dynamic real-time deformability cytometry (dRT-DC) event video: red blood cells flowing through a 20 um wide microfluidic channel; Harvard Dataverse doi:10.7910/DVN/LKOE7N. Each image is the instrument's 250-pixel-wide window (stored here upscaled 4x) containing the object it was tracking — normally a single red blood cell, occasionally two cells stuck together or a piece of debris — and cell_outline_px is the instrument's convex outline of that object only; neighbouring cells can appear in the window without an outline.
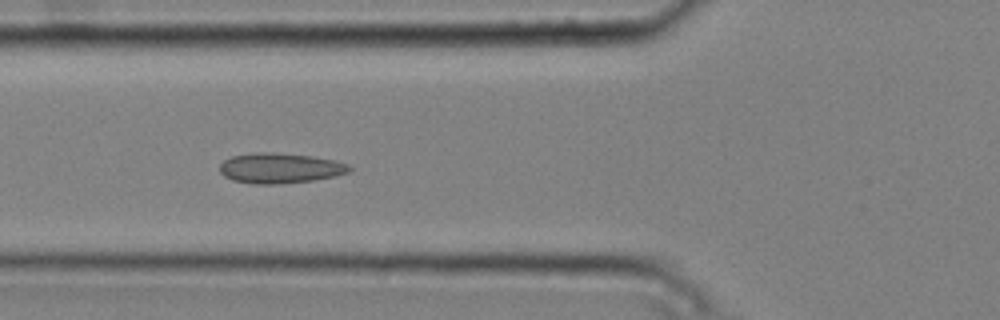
{"species": "common noctule bat (a hibernating species)", "species_latin": "Nyctalus noctula", "temperature_condition": "cold", "stored_images_in_passage": 8, "camera_frame_rate_fps": 3000, "um_per_image_px": 0.085, "animal": {"sex": "male", "body_mass_g": 20.4}, "frame": {"image": 1, "passage_image": 4, "time_ms": 1.0, "image_size_px": [1000, 320], "cell_outline_px": [[352, 168], [348, 172], [336, 176], [312, 180], [276, 184], [252, 184], [232, 180], [224, 176], [220, 172], [220, 164], [224, 160], [232, 156], [256, 152], [272, 152], [312, 156], [332, 160], [348, 164]], "centroid_in_image_um": [23.77, 14.29], "position_along_channel_um": 102.0, "area_um2": 22.77}}
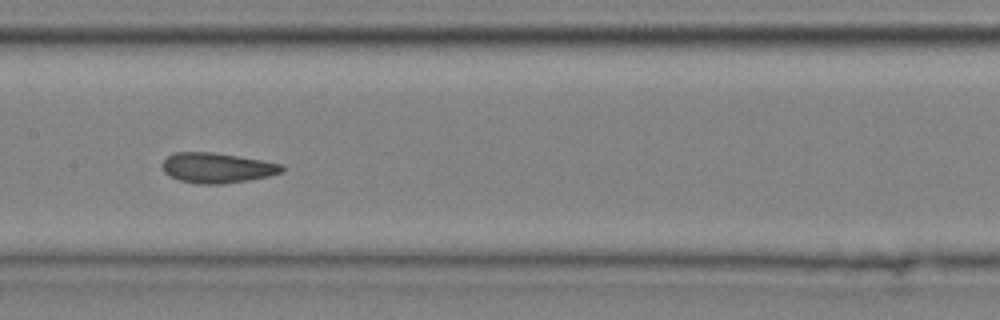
{"frame": {"image": 2, "passage_image": 6, "time_ms": 1.667, "image_size_px": [1000, 320], "cell_outline_px": [[284, 172], [268, 176], [248, 180], [220, 184], [200, 184], [180, 180], [164, 172], [160, 164], [172, 152], [212, 152], [284, 164]], "centroid_in_image_um": [18.44, 14.26], "position_along_channel_um": 189.0, "area_um2": 20.92}}
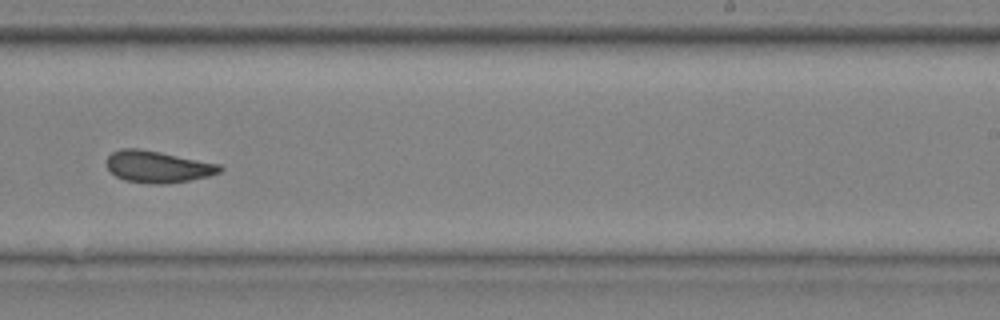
{"frame": {"image": 3, "passage_image": 8, "time_ms": 2.333, "image_size_px": [1000, 320], "cell_outline_px": [[224, 168], [220, 172], [208, 176], [188, 180], [164, 184], [148, 184], [124, 180], [116, 176], [108, 168], [108, 156], [112, 152], [120, 148], [136, 148], [160, 152], [220, 164]], "centroid_in_image_um": [13.41, 14.17], "position_along_channel_um": 275.6, "area_um2": 20.81}}